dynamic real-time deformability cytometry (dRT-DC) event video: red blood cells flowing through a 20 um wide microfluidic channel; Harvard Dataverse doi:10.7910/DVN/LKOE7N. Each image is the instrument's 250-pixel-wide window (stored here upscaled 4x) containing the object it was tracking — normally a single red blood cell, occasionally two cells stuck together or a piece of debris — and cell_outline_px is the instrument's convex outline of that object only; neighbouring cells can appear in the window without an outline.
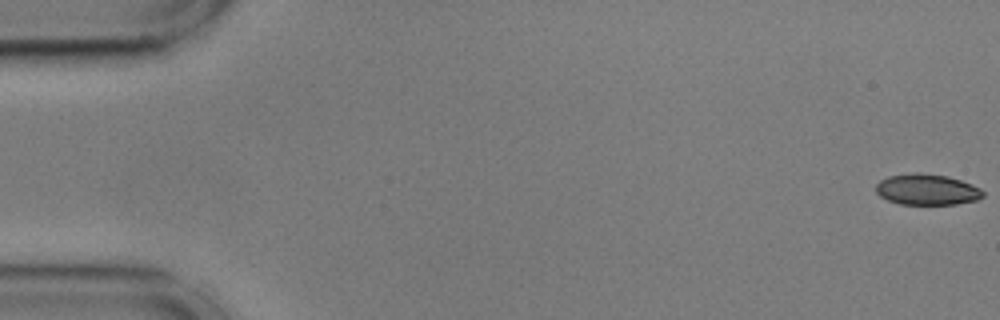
{"species": "common noctule bat (a hibernating species)", "species_latin": "Nyctalus noctula", "temperature_condition": "cold", "stored_images_in_passage": 57, "camera_frame_rate_fps": 3000, "um_per_image_px": 0.085, "animal": {"sex": "male", "body_mass_g": 17.9, "forearm_length_mm": 54.2}, "frame": {"image": 1, "passage_image": 1, "time_ms": 0.0, "image_size_px": [1000, 320], "cell_outline_px": [[984, 196], [976, 200], [956, 204], [900, 204], [888, 200], [880, 196], [876, 192], [876, 184], [880, 180], [888, 176], [916, 172], [948, 176], [972, 184], [980, 188], [984, 192]], "centroid_in_image_um": [78.79, 16.11], "position_along_channel_um": 6.2, "area_um2": 19.31}}
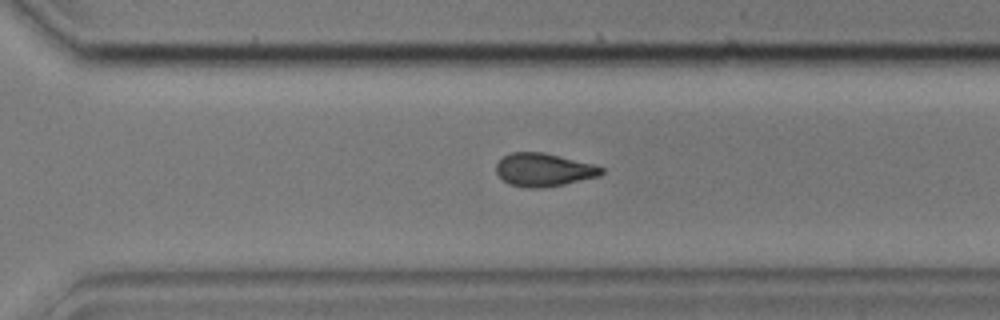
{"frame": {"image": 2, "passage_image": 39, "time_ms": 12.667, "image_size_px": [1000, 320], "cell_outline_px": [[604, 172], [600, 176], [564, 184], [544, 188], [528, 188], [508, 184], [496, 172], [496, 164], [504, 156], [512, 152], [544, 152], [592, 164], [604, 168]], "centroid_in_image_um": [46.22, 14.44], "position_along_channel_um": 324.4, "area_um2": 20.29}}
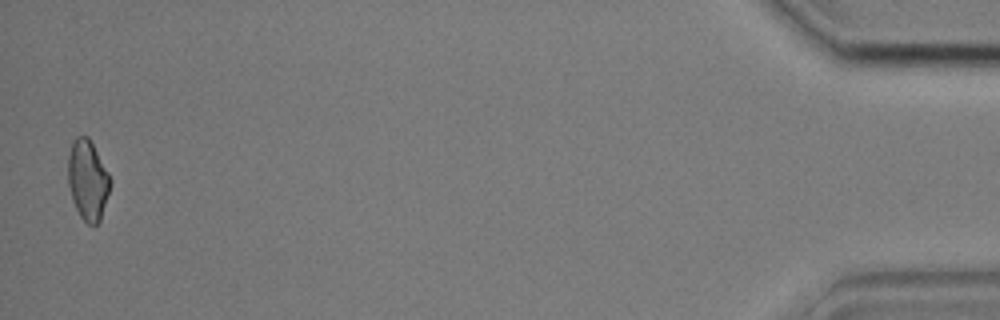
{"frame": {"image": 3, "passage_image": 55, "time_ms": 18.0, "image_size_px": [1000, 320], "cell_outline_px": [[112, 184], [100, 220], [96, 224], [88, 224], [80, 216], [72, 200], [68, 184], [68, 156], [72, 140], [76, 136], [88, 136], [108, 172], [112, 180]], "centroid_in_image_um": [7.46, 15.29], "position_along_channel_um": 427.7, "area_um2": 19.77}, "authors_computed_cell_mechanics": {"area_um2": 20.2878, "velocity_mm_per_s": 3.6213, "shape_relaxation_time_tau1_ms": 7.8072, "shape_relaxation_time_tau2_ms": 5.8312, "deformation_change_tau1": 0.1536, "deformation_change_tau2": 0.0955}}